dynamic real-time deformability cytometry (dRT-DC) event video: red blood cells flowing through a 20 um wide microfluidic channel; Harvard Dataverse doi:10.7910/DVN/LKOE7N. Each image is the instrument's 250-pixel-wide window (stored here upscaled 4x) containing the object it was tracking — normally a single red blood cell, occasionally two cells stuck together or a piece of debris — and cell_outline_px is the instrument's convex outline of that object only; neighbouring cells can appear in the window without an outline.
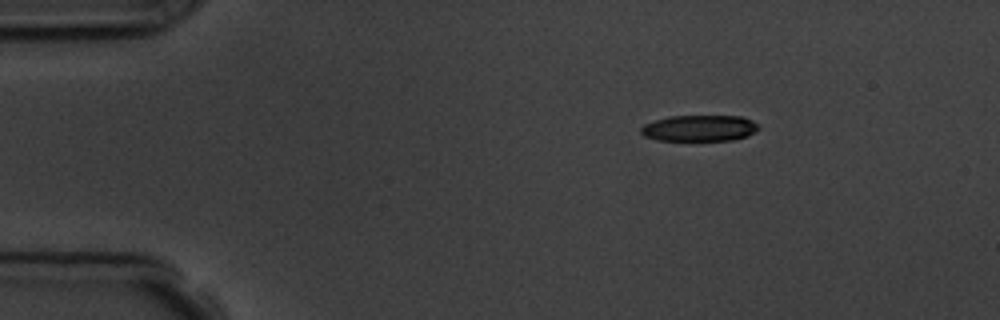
{"species": "common noctule bat (a hibernating species)", "species_latin": "Nyctalus noctula", "temperature_condition": "room temperature", "stored_images_in_passage": 4, "camera_frame_rate_fps": 3000, "um_per_image_px": 0.085, "animal": {"sex": "male", "body_mass_g": 19.5, "forearm_length_mm": 54.6}, "frame": {"image": 1, "passage_image": 1, "time_ms": 0.0, "image_size_px": [1000, 320], "cell_outline_px": [[760, 128], [756, 132], [748, 136], [732, 140], [656, 140], [644, 136], [640, 132], [640, 128], [644, 124], [656, 120], [672, 116], [740, 116], [752, 120]], "centroid_in_image_um": [59.46, 10.9], "position_along_channel_um": 25.5, "area_um2": 17.92}}
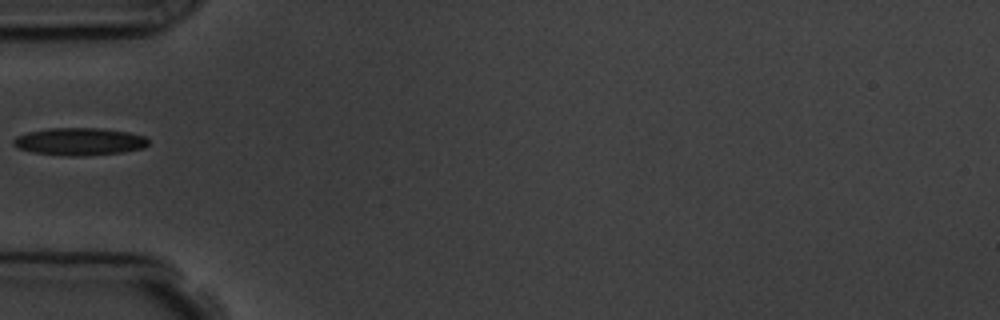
{"frame": {"image": 2, "passage_image": 4, "time_ms": 3.333, "image_size_px": [1000, 320], "cell_outline_px": [[148, 144], [144, 148], [124, 152], [80, 156], [68, 156], [32, 152], [20, 148], [12, 144], [12, 140], [16, 136], [28, 132], [48, 128], [100, 128], [128, 132], [144, 136], [148, 140]], "centroid_in_image_um": [6.75, 12.03], "position_along_channel_um": 78.2, "area_um2": 21.62}}